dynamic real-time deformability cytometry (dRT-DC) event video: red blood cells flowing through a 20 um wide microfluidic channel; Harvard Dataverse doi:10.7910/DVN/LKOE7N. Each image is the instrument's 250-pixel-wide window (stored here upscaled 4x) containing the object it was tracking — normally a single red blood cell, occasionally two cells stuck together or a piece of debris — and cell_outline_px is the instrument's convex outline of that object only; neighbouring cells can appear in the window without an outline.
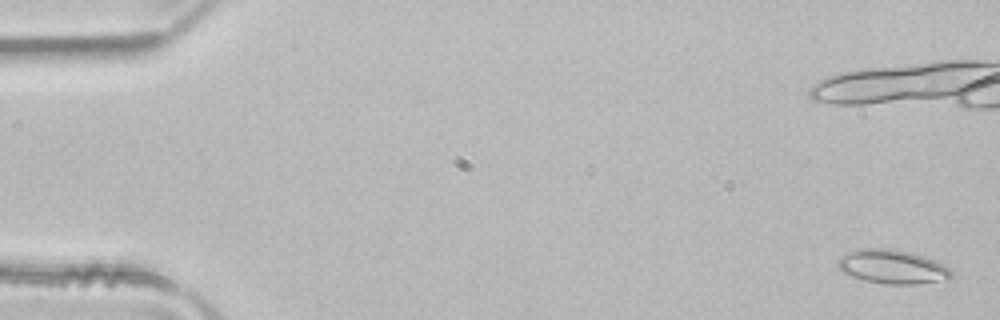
{"species": "common noctule bat (a hibernating species)", "species_latin": "Nyctalus noctula", "temperature_condition": "room temperature", "stored_images_in_passage": 7, "camera_frame_rate_fps": 3000, "um_per_image_px": 0.085, "animal": {"sex": "male", "body_mass_g": 21.5, "forearm_length_mm": 52.0}, "frame": {"image": 1, "passage_image": 1, "time_ms": 0.0, "image_size_px": [1000, 320], "cell_outline_px": [[952, 276], [948, 280], [916, 284], [884, 284], [864, 280], [852, 276], [836, 268], [836, 264], [840, 256], [856, 248], [884, 248], [912, 252], [936, 260], [944, 264], [952, 272]], "centroid_in_image_um": [75.84, 22.67], "position_along_channel_um": 9.2, "area_um2": 22.77}}